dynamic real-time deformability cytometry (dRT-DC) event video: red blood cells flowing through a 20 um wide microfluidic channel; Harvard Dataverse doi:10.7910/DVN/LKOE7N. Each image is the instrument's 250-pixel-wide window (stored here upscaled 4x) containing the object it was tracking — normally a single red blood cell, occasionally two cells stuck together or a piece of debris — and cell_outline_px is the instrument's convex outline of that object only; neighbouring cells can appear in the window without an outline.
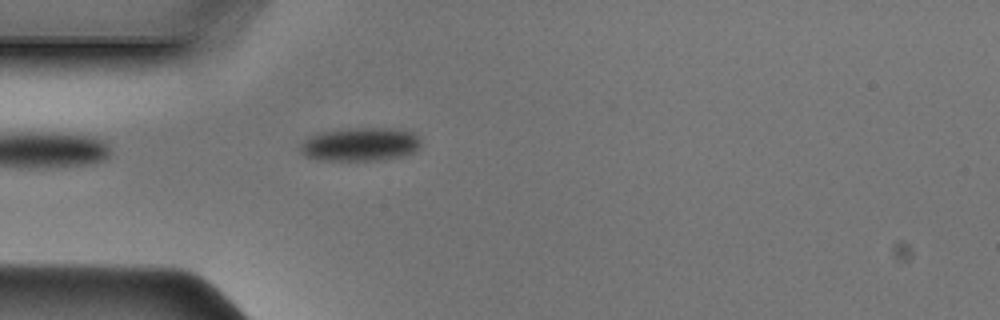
{"species": "Egyptian fruit bat (a non-hibernating species)", "species_latin": "Rousettus aegyptiacus", "temperature_condition": "cold", "stored_images_in_passage": 35, "camera_frame_rate_fps": 3000, "um_per_image_px": 0.085, "animal": {"sex": "male"}, "frame": {"image": 1, "passage_image": 1, "time_ms": 0.0, "image_size_px": [1000, 320], "cell_outline_px": [[420, 148], [412, 152], [400, 156], [384, 160], [316, 160], [304, 156], [300, 152], [300, 144], [304, 140], [320, 132], [356, 128], [392, 128], [412, 132], [420, 140]], "centroid_in_image_um": [30.6, 12.28], "position_along_channel_um": 54.4, "area_um2": 23.47}}
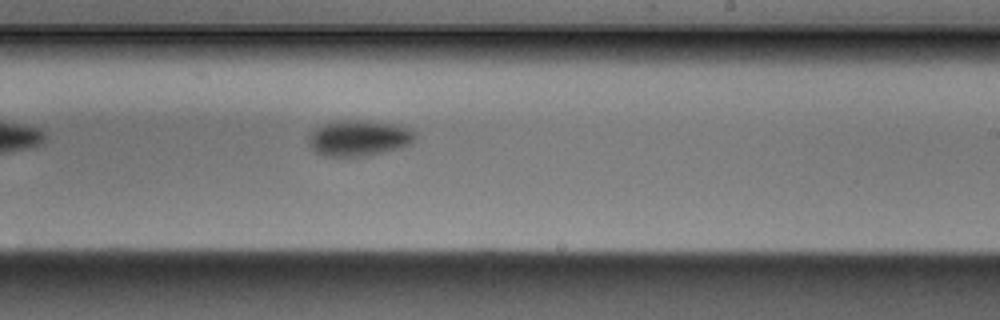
{"frame": {"image": 2, "passage_image": 16, "time_ms": 5.0, "image_size_px": [1000, 320], "cell_outline_px": [[416, 136], [408, 144], [400, 148], [368, 156], [324, 156], [316, 152], [308, 144], [308, 136], [320, 124], [336, 120], [368, 120], [400, 124], [416, 132]], "centroid_in_image_um": [30.5, 11.71], "position_along_channel_um": 258.5, "area_um2": 22.6}}
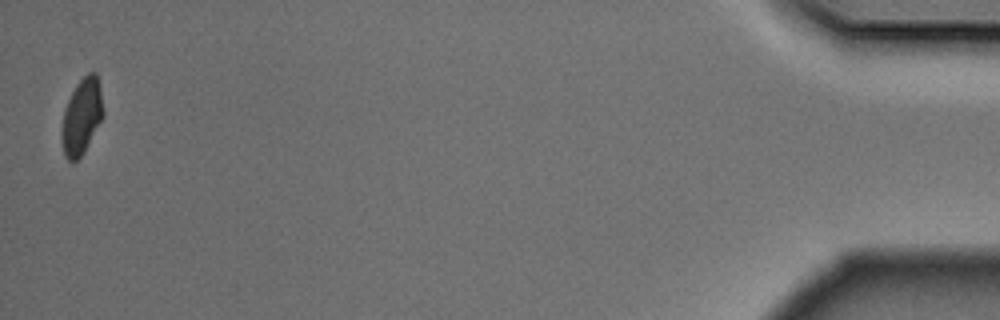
{"frame": {"image": 3, "passage_image": 35, "time_ms": 11.333, "image_size_px": [1000, 320], "cell_outline_px": [[104, 116], [84, 152], [72, 164], [64, 156], [64, 112], [68, 100], [76, 84], [88, 72], [96, 72], [100, 88], [104, 112]], "centroid_in_image_um": [7.0, 9.87], "position_along_channel_um": 428.2, "area_um2": 17.8}}